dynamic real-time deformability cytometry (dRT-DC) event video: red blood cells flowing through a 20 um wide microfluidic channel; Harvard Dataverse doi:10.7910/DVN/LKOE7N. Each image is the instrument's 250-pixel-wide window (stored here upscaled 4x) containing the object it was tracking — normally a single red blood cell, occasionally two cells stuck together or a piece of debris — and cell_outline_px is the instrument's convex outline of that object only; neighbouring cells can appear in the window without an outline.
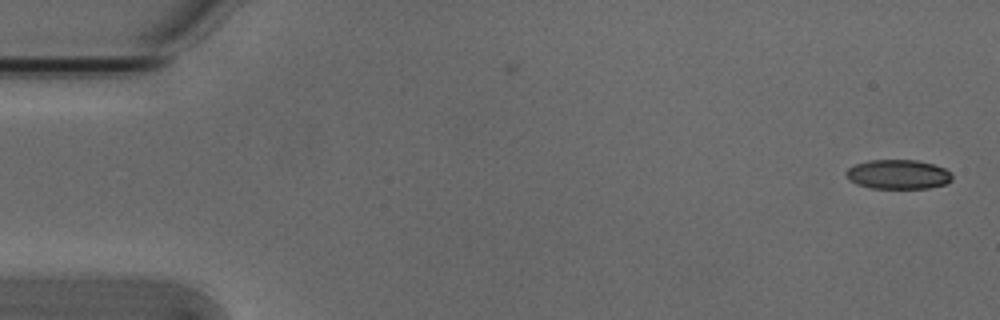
{"species": "Egyptian fruit bat (a non-hibernating species)", "species_latin": "Rousettus aegyptiacus", "temperature_condition": "cold", "stored_images_in_passage": 2, "camera_frame_rate_fps": 3000, "um_per_image_px": 0.085, "animal": {"sex": "male"}, "frame": {"image": 1, "passage_image": 2, "time_ms": 0.333, "image_size_px": [1000, 320], "cell_outline_px": [[952, 180], [944, 184], [928, 188], [872, 188], [856, 184], [848, 180], [844, 172], [848, 168], [856, 164], [868, 160], [916, 160], [932, 164], [944, 168], [952, 172]], "centroid_in_image_um": [76.31, 14.82], "position_along_channel_um": 8.7, "area_um2": 18.21}}